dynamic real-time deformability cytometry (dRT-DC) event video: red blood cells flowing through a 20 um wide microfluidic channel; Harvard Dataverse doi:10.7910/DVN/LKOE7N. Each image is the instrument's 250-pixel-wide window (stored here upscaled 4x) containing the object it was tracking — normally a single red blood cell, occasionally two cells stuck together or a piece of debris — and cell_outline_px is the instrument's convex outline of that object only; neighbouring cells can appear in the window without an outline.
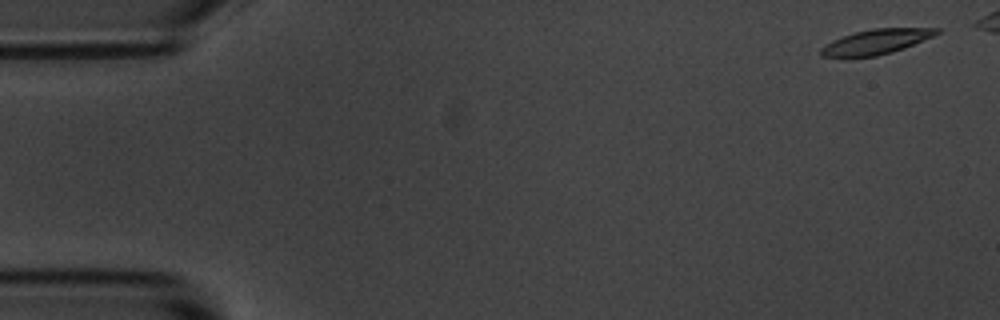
{"species": "common noctule bat (a hibernating species)", "species_latin": "Nyctalus noctula", "temperature_condition": "room temperature", "stored_images_in_passage": 49, "camera_frame_rate_fps": 3000, "um_per_image_px": 0.085, "animal": {"sex": "male", "body_mass_g": 20.1, "forearm_length_mm": 53.5}, "frame": {"image": 1, "passage_image": 2, "time_ms": 0.333, "image_size_px": [1000, 320], "cell_outline_px": [[940, 32], [932, 36], [904, 48], [892, 52], [876, 56], [820, 56], [820, 48], [832, 40], [856, 32], [872, 28], [940, 28]], "centroid_in_image_um": [74.47, 3.54], "position_along_channel_um": 10.5, "area_um2": 16.42}}
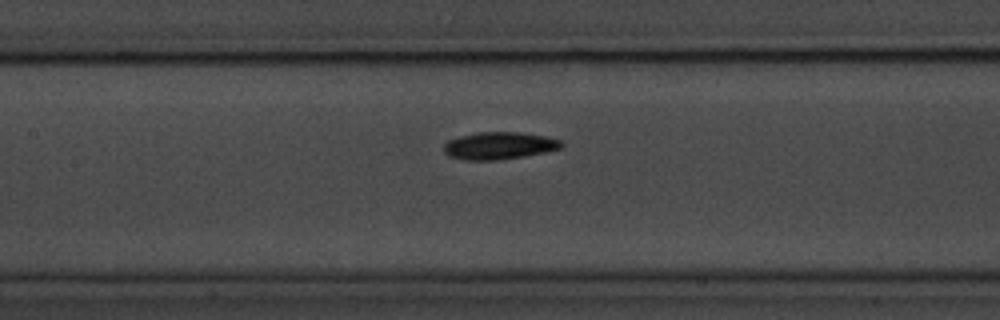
{"frame": {"image": 2, "passage_image": 25, "time_ms": 8.0, "image_size_px": [1000, 320], "cell_outline_px": [[564, 144], [560, 148], [544, 152], [524, 156], [496, 160], [464, 160], [448, 156], [444, 152], [444, 144], [448, 140], [460, 136], [480, 132], [520, 132], [548, 136], [560, 140]], "centroid_in_image_um": [42.42, 12.38], "position_along_channel_um": 165.0, "area_um2": 18.73}}
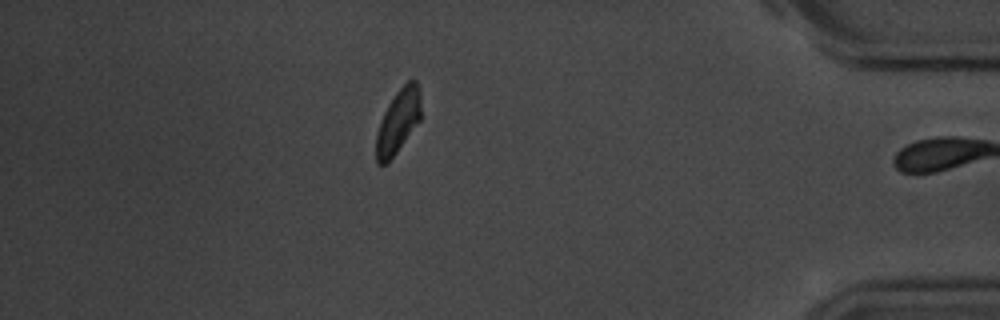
{"frame": {"image": 3, "passage_image": 48, "time_ms": 15.667, "image_size_px": [1000, 320], "cell_outline_px": [[420, 120], [388, 164], [376, 164], [376, 132], [384, 112], [388, 104], [396, 92], [408, 80], [416, 80], [420, 92]], "centroid_in_image_um": [33.82, 10.34], "position_along_channel_um": 401.4, "area_um2": 16.65}, "authors_computed_cell_mechanics": {"area_um2": 17.918, "velocity_mm_per_s": 3.6313, "shape_relaxation_time_tau1_ms": 1.7544, "shape_relaxation_time_tau2_ms": null, "deformation_change_tau1": 0.1421, "deformation_change_tau2": null}}